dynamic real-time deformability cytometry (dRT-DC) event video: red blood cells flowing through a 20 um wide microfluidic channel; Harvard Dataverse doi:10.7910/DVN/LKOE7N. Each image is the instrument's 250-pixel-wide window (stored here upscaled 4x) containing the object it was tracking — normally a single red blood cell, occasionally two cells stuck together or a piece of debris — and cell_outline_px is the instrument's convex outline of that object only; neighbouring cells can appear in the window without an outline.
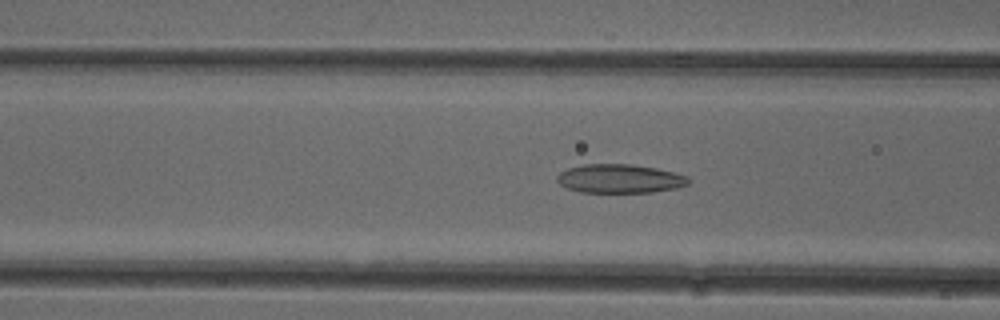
{"species": "common noctule bat (a hibernating species)", "species_latin": "Nyctalus noctula", "temperature_condition": "cold", "stored_images_in_passage": 52, "camera_frame_rate_fps": 3000, "um_per_image_px": 0.085, "animal": {"sex": "female"}, "frame": {"image": 1, "passage_image": 20, "time_ms": 6.333, "image_size_px": [1000, 320], "cell_outline_px": [[692, 180], [688, 184], [676, 188], [652, 192], [580, 192], [568, 188], [560, 184], [556, 180], [556, 176], [560, 172], [568, 168], [580, 164], [632, 164], [656, 168], [688, 176]], "centroid_in_image_um": [52.67, 15.18], "position_along_channel_um": 113.9, "area_um2": 22.14}}
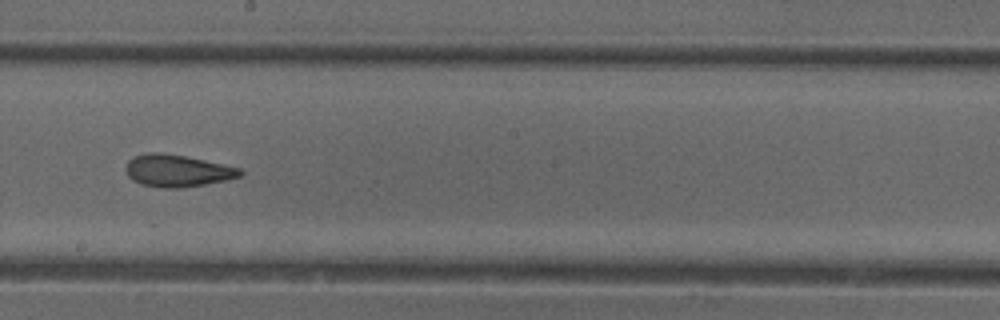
{"frame": {"image": 2, "passage_image": 29, "time_ms": 9.333, "image_size_px": [1000, 320], "cell_outline_px": [[244, 172], [240, 176], [224, 180], [204, 184], [180, 188], [164, 188], [140, 184], [132, 180], [128, 176], [124, 168], [128, 160], [132, 156], [148, 152], [160, 152], [184, 156], [240, 168]], "centroid_in_image_um": [14.99, 14.51], "position_along_channel_um": 233.2, "area_um2": 21.33}}
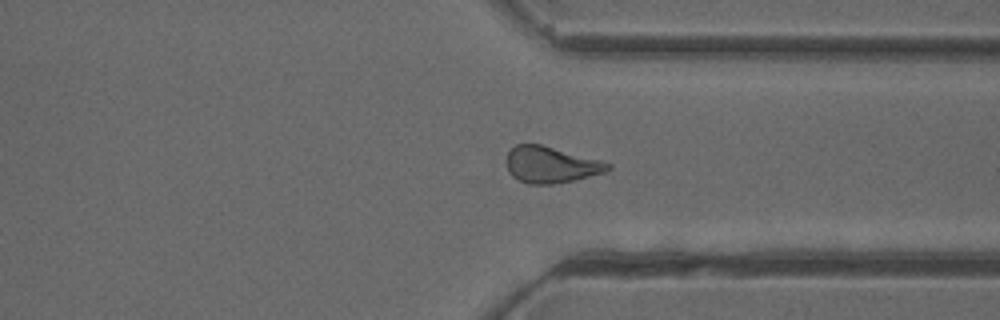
{"frame": {"image": 3, "passage_image": 39, "time_ms": 12.667, "image_size_px": [1000, 320], "cell_outline_px": [[612, 168], [604, 172], [572, 180], [552, 184], [528, 184], [512, 176], [508, 172], [504, 160], [508, 152], [516, 144], [540, 144], [600, 160], [612, 164]], "centroid_in_image_um": [46.77, 14.0], "position_along_channel_um": 364.6, "area_um2": 21.39}, "authors_computed_cell_mechanics": {"area_um2": 22.2241, "velocity_mm_per_s": 3.964, "shape_relaxation_time_tau1_ms": null, "shape_relaxation_time_tau2_ms": 2.5249, "deformation_change_tau1": null, "deformation_change_tau2": 0.1097}}